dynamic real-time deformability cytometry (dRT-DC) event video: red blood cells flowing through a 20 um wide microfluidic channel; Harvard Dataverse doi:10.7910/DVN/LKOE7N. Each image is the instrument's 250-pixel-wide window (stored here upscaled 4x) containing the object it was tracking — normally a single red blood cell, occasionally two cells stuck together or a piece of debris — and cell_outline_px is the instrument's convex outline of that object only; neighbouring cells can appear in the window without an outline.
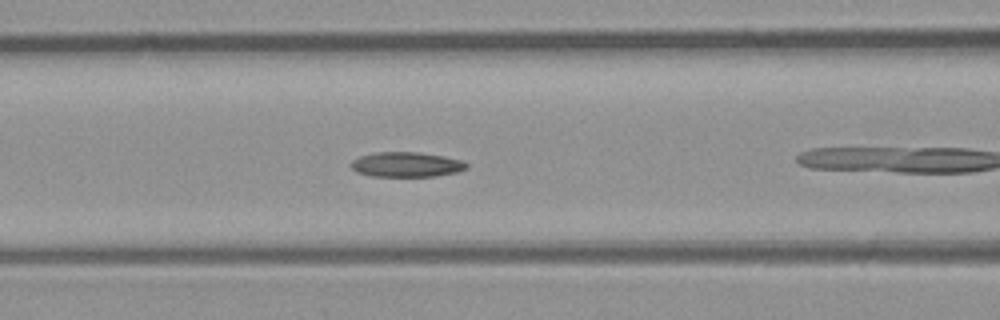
{"species": "common noctule bat (a hibernating species)", "species_latin": "Nyctalus noctula", "temperature_condition": "room temperature", "stored_images_in_passage": 8, "camera_frame_rate_fps": 3000, "um_per_image_px": 0.085, "animal": {"sex": "male", "body_mass_g": 23.1, "forearm_length_mm": 52.7}, "frame": {"image": 1, "passage_image": 7, "time_ms": 7.0, "image_size_px": [1000, 320], "cell_outline_px": [[468, 168], [456, 172], [436, 176], [372, 176], [356, 172], [348, 164], [352, 160], [360, 156], [376, 152], [416, 152], [444, 156], [464, 160], [468, 164]], "centroid_in_image_um": [34.54, 13.98], "position_along_channel_um": 132.1, "area_um2": 16.88}}